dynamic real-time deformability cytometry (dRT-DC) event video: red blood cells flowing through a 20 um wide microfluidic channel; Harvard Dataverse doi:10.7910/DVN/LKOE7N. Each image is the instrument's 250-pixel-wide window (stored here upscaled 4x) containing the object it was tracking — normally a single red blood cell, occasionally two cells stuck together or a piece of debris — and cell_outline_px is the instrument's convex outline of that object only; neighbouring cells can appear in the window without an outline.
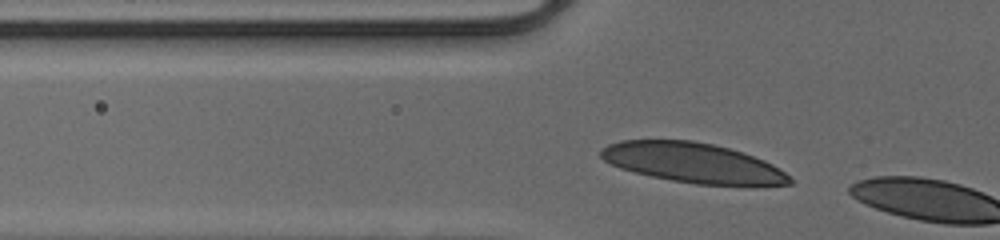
{"species": "human", "species_latin": "Homo sapiens", "temperature_condition": "cold", "stored_images_in_passage": 3, "camera_frame_rate_fps": 3000, "um_per_image_px": 0.085, "donor": {"sex": "male"}, "frame": {"image": 1, "passage_image": 2, "time_ms": 0.333, "image_size_px": [1000, 240], "cell_outline_px": [[792, 184], [756, 188], [752, 188], [696, 184], [672, 180], [652, 176], [620, 168], [604, 160], [600, 156], [600, 148], [608, 144], [620, 140], [692, 140], [712, 144], [744, 152], [764, 160], [772, 164], [784, 172], [792, 180]], "centroid_in_image_um": [58.99, 13.87], "position_along_channel_um": 66.8, "area_um2": 44.68}}